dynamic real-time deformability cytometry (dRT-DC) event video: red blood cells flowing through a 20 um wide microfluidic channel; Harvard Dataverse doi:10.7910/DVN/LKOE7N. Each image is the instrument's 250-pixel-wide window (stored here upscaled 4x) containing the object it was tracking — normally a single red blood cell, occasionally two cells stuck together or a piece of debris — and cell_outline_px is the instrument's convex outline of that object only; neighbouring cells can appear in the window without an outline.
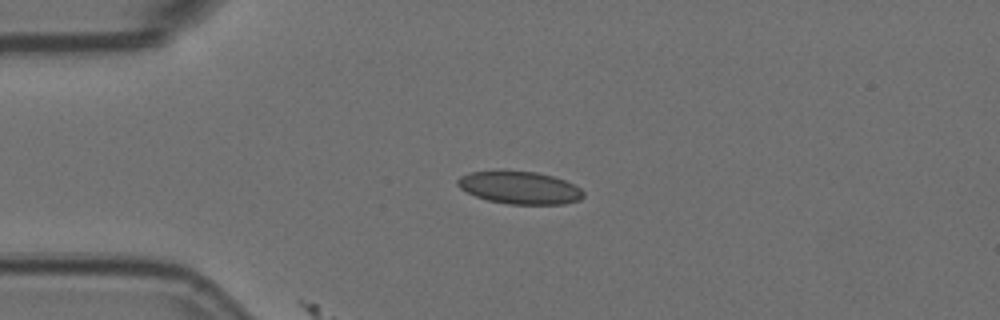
{"species": "Egyptian fruit bat (a non-hibernating species)", "species_latin": "Rousettus aegyptiacus", "temperature_condition": "room temperature", "stored_images_in_passage": 7, "camera_frame_rate_fps": 3000, "um_per_image_px": 0.085, "animal": {"sex": "female"}, "frame": {"image": 1, "passage_image": 3, "time_ms": 0.667, "image_size_px": [1000, 320], "cell_outline_px": [[584, 196], [580, 200], [564, 204], [508, 204], [488, 200], [476, 196], [460, 188], [456, 184], [456, 180], [460, 176], [472, 172], [536, 172], [552, 176], [564, 180], [580, 188], [584, 192]], "centroid_in_image_um": [44.19, 15.97], "position_along_channel_um": 40.8, "area_um2": 23.47}}